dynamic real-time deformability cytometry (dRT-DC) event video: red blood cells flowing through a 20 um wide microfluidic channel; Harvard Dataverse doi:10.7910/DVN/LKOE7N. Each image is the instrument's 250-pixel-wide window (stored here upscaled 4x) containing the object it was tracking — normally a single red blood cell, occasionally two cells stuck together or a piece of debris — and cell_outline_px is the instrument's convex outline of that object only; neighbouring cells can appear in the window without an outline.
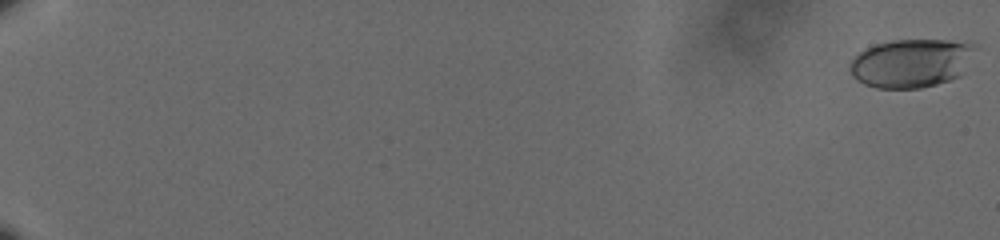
{"species": "human", "species_latin": "Homo sapiens", "temperature_condition": "cold", "stored_images_in_passage": 62, "camera_frame_rate_fps": 3000, "um_per_image_px": 0.085, "donor": {"sex": "male"}, "frame": {"image": 1, "passage_image": 1, "time_ms": 0.0, "image_size_px": [1000, 240], "cell_outline_px": [[980, 48], [960, 76], [936, 84], [920, 88], [876, 88], [864, 84], [856, 80], [852, 76], [848, 68], [848, 60], [860, 52], [876, 44], [892, 40], [972, 40]], "centroid_in_image_um": [77.51, 5.34], "position_along_channel_um": 7.5, "area_um2": 36.36}}
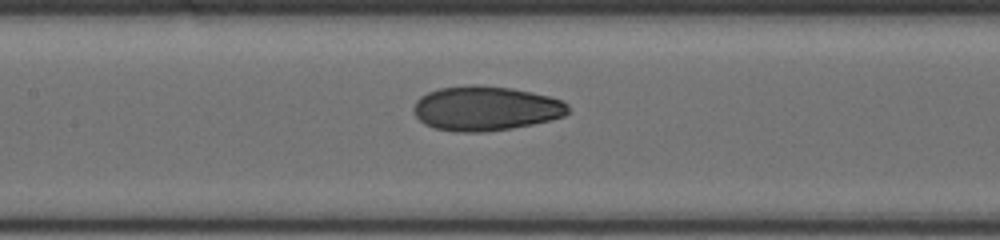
{"frame": {"image": 2, "passage_image": 34, "time_ms": 11.0, "image_size_px": [1000, 240], "cell_outline_px": [[568, 112], [564, 116], [552, 120], [512, 128], [484, 132], [460, 132], [436, 128], [424, 124], [416, 116], [412, 108], [416, 100], [420, 96], [428, 92], [440, 88], [464, 84], [476, 84], [512, 88], [548, 96], [560, 100], [568, 104]], "centroid_in_image_um": [41.26, 9.2], "position_along_channel_um": 166.1, "area_um2": 40.23}}
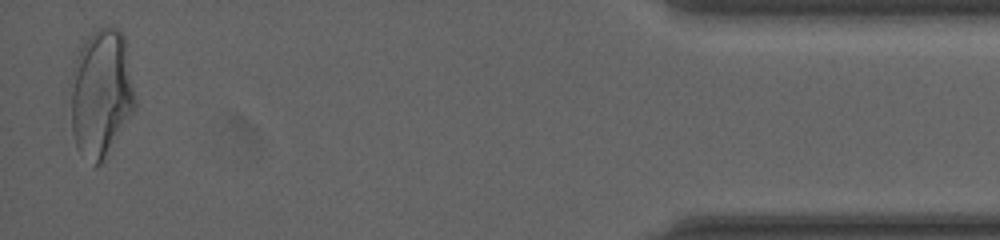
{"frame": {"image": 3, "passage_image": 61, "time_ms": 20.0, "image_size_px": [1000, 240], "cell_outline_px": [[136, 108], [104, 160], [100, 164], [96, 164], [76, 148], [72, 132], [72, 68], [80, 48], [84, 40], [100, 28], [116, 28], [124, 36], [136, 100]], "centroid_in_image_um": [8.61, 7.93], "position_along_channel_um": 426.6, "area_um2": 47.45}, "authors_computed_cell_mechanics": {"area_um2": 38.726, "velocity_mm_per_s": 3.6164, "shape_relaxation_time_tau1_ms": 4.9804, "shape_relaxation_time_tau2_ms": 1.4132, "deformation_change_tau1": 0.1583, "deformation_change_tau2": 0.0587}}